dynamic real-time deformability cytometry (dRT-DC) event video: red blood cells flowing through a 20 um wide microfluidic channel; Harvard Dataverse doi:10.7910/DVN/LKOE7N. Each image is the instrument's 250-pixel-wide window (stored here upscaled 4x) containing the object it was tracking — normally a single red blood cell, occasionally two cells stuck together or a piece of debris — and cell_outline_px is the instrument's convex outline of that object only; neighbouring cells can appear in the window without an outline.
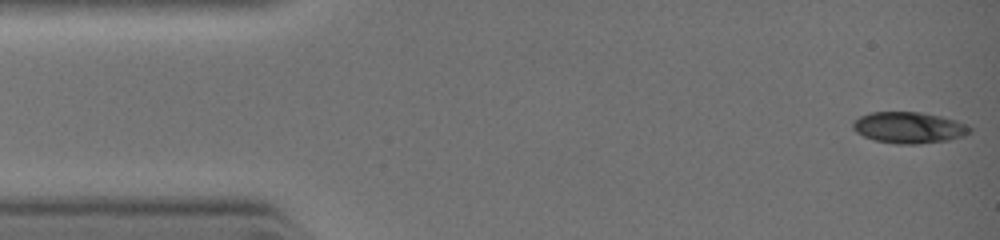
{"species": "common noctule bat (a hibernating species)", "species_latin": "Nyctalus noctula", "temperature_condition": "warm", "stored_images_in_passage": 38, "camera_frame_rate_fps": 3000, "um_per_image_px": 0.085, "animal": {"sex": "female", "body_mass_g": 19.0, "forearm_length_mm": 51.5}, "frame": {"image": 1, "passage_image": 1, "time_ms": 0.0, "image_size_px": [1000, 240], "cell_outline_px": [[972, 132], [964, 136], [948, 140], [916, 144], [896, 144], [876, 140], [864, 136], [856, 132], [852, 128], [852, 120], [860, 116], [872, 112], [920, 112], [940, 116], [956, 120], [972, 128]], "centroid_in_image_um": [77.25, 10.84], "position_along_channel_um": 7.8, "area_um2": 21.33}}
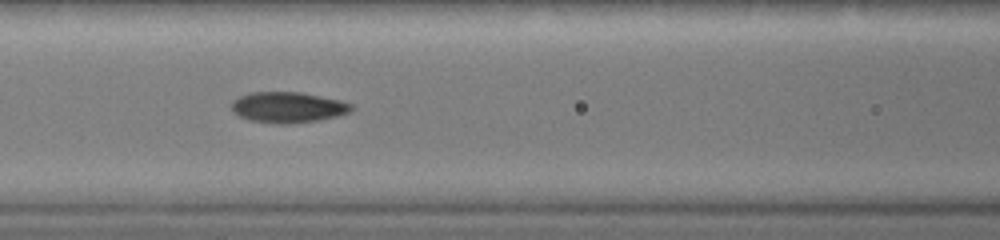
{"frame": {"image": 2, "passage_image": 31, "time_ms": 4.333, "image_size_px": [1000, 240], "cell_outline_px": [[352, 108], [348, 112], [336, 116], [316, 120], [252, 120], [240, 116], [232, 108], [232, 100], [248, 92], [300, 92], [340, 100], [352, 104]], "centroid_in_image_um": [24.48, 9.04], "position_along_channel_um": 142.1, "area_um2": 20.06}}
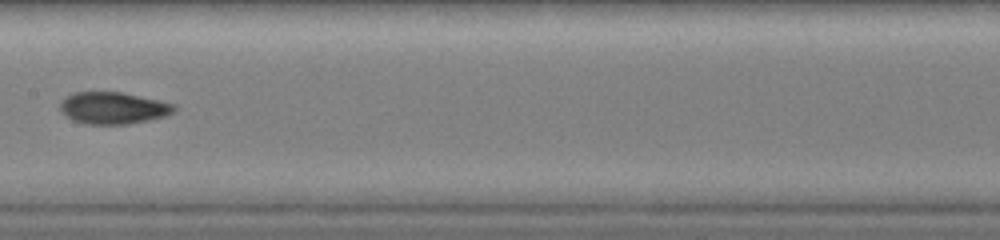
{"frame": {"image": 3, "passage_image": 37, "time_ms": 5.333, "image_size_px": [1000, 240], "cell_outline_px": [[176, 108], [172, 112], [164, 116], [148, 120], [128, 124], [88, 124], [72, 120], [60, 108], [60, 100], [72, 92], [120, 92], [176, 104]], "centroid_in_image_um": [9.6, 9.17], "position_along_channel_um": 197.8, "area_um2": 20.98}}